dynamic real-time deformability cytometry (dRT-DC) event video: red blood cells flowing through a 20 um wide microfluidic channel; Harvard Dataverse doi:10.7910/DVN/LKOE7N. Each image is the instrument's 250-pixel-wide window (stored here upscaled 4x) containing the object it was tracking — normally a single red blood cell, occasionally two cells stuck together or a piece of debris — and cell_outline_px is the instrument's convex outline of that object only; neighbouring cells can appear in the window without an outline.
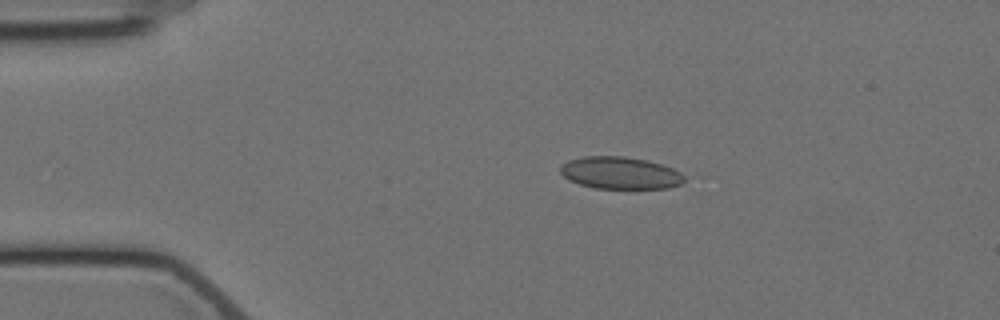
{"species": "Egyptian fruit bat (a non-hibernating species)", "species_latin": "Rousettus aegyptiacus", "temperature_condition": "cold", "stored_images_in_passage": 5, "camera_frame_rate_fps": 3000, "um_per_image_px": 0.085, "animal": {"sex": "female"}, "frame": {"image": 1, "passage_image": 5, "time_ms": 4.667, "image_size_px": [1000, 320], "cell_outline_px": [[688, 176], [680, 184], [668, 188], [596, 188], [580, 184], [568, 180], [560, 172], [560, 168], [568, 160], [584, 156], [624, 156], [648, 160], [672, 168]], "centroid_in_image_um": [52.74, 14.69], "position_along_channel_um": 32.3, "area_um2": 23.24}}